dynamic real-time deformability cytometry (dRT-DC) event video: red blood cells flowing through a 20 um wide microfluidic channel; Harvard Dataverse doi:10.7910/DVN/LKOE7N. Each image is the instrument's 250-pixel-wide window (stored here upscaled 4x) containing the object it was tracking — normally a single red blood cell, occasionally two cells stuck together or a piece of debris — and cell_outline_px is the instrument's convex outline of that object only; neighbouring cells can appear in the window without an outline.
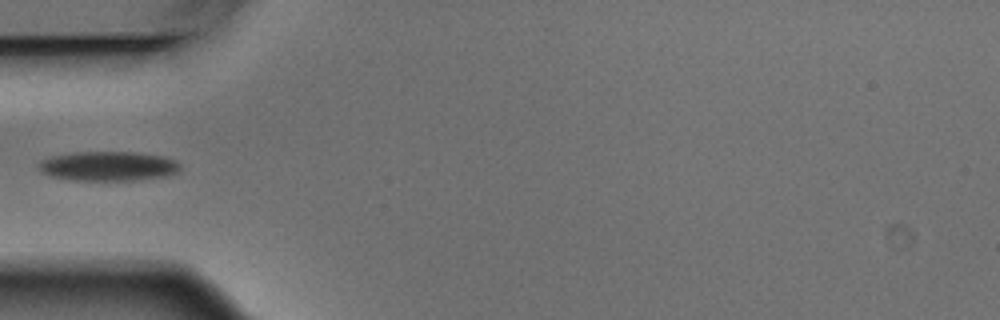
{"species": "Egyptian fruit bat (a non-hibernating species)", "species_latin": "Rousettus aegyptiacus", "temperature_condition": "warm", "stored_images_in_passage": 4, "camera_frame_rate_fps": 3000, "um_per_image_px": 0.085, "animal": {"sex": "male"}, "frame": {"image": 1, "passage_image": 4, "time_ms": 1.0, "image_size_px": [1000, 320], "cell_outline_px": [[180, 168], [176, 172], [168, 176], [136, 180], [76, 180], [52, 176], [44, 172], [36, 164], [40, 160], [52, 156], [72, 152], [136, 152], [164, 156], [176, 160], [180, 164]], "centroid_in_image_um": [9.23, 14.11], "position_along_channel_um": 75.8, "area_um2": 24.33}}